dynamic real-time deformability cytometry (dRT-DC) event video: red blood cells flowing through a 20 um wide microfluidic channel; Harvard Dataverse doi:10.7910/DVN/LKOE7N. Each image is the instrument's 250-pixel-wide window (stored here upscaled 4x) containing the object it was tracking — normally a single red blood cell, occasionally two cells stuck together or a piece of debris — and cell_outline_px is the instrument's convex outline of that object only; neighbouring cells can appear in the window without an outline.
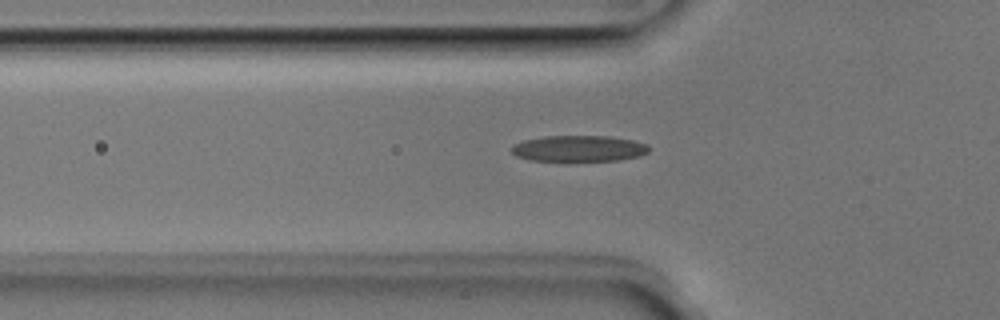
{"species": "Egyptian fruit bat (a non-hibernating species)", "species_latin": "Rousettus aegyptiacus", "temperature_condition": "room temperature", "stored_images_in_passage": 46, "camera_frame_rate_fps": 3000, "um_per_image_px": 0.085, "animal": {"sex": "male"}, "frame": {"image": 1, "passage_image": 17, "time_ms": 5.333, "image_size_px": [1000, 320], "cell_outline_px": [[648, 152], [640, 156], [620, 160], [568, 164], [564, 164], [528, 160], [516, 156], [512, 152], [512, 144], [524, 140], [544, 136], [608, 136], [632, 140], [648, 144]], "centroid_in_image_um": [49.15, 12.68], "position_along_channel_um": 76.6, "area_um2": 22.14}}
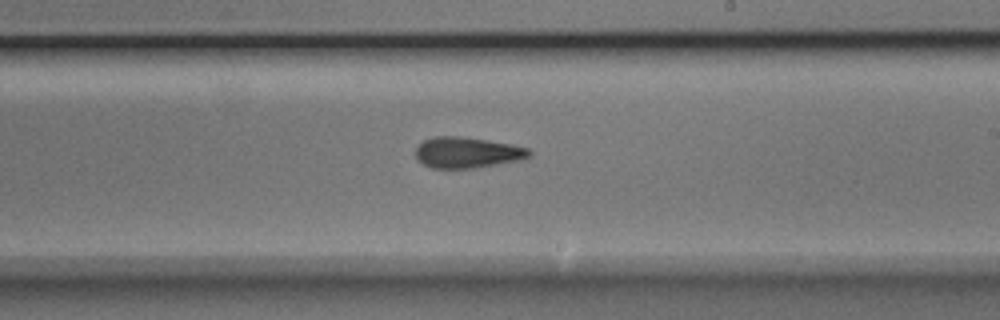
{"frame": {"image": 2, "passage_image": 30, "time_ms": 9.667, "image_size_px": [1000, 320], "cell_outline_px": [[532, 156], [520, 160], [472, 168], [432, 168], [416, 160], [416, 148], [424, 140], [436, 136], [460, 136], [488, 140], [512, 144], [528, 148], [532, 152]], "centroid_in_image_um": [39.72, 12.96], "position_along_channel_um": 249.3, "area_um2": 20.46}}
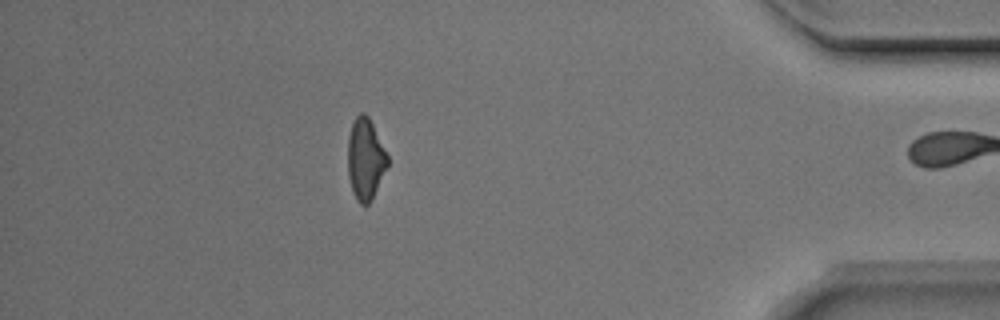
{"frame": {"image": 3, "passage_image": 45, "time_ms": 14.667, "image_size_px": [1000, 320], "cell_outline_px": [[388, 164], [368, 204], [360, 204], [356, 200], [352, 192], [348, 176], [348, 136], [352, 124], [356, 116], [360, 112], [364, 112], [368, 116], [388, 156]], "centroid_in_image_um": [31.03, 13.5], "position_along_channel_um": 404.2, "area_um2": 18.5}, "authors_computed_cell_mechanics": {"area_um2": 20.4323, "velocity_mm_per_s": 3.9704, "shape_relaxation_time_tau1_ms": 7.2819, "shape_relaxation_time_tau2_ms": 4.4185, "deformation_change_tau1": 0.1865, "deformation_change_tau2": 0.1478}}